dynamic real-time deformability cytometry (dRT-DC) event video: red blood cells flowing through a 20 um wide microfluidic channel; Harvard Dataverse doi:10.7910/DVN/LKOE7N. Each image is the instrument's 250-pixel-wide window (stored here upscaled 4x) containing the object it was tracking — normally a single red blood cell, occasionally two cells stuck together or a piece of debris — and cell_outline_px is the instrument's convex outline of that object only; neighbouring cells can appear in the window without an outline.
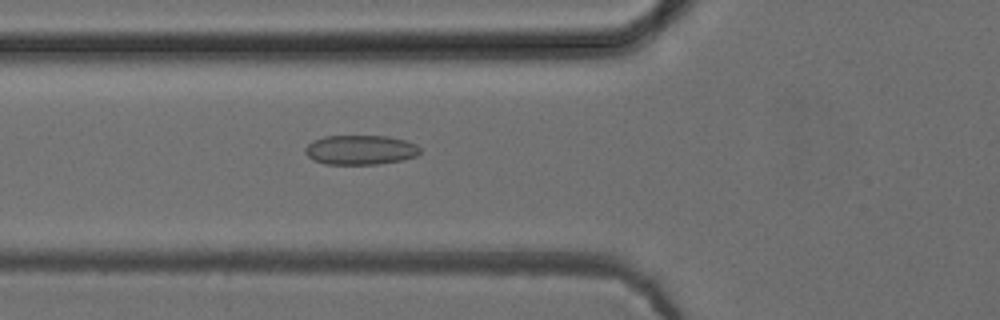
{"species": "common noctule bat (a hibernating species)", "species_latin": "Nyctalus noctula", "temperature_condition": "cold", "stored_images_in_passage": 42, "camera_frame_rate_fps": 3000, "um_per_image_px": 0.085, "animal": {"sex": "female", "body_mass_g": 24.6, "forearm_length_mm": 56.2}, "frame": {"image": 1, "passage_image": 13, "time_ms": 4.0, "image_size_px": [1000, 320], "cell_outline_px": [[420, 152], [416, 156], [404, 160], [376, 164], [324, 164], [312, 160], [304, 152], [304, 148], [312, 140], [324, 136], [388, 136], [404, 140], [416, 144], [420, 148]], "centroid_in_image_um": [30.61, 12.74], "position_along_channel_um": 95.2, "area_um2": 19.94}}
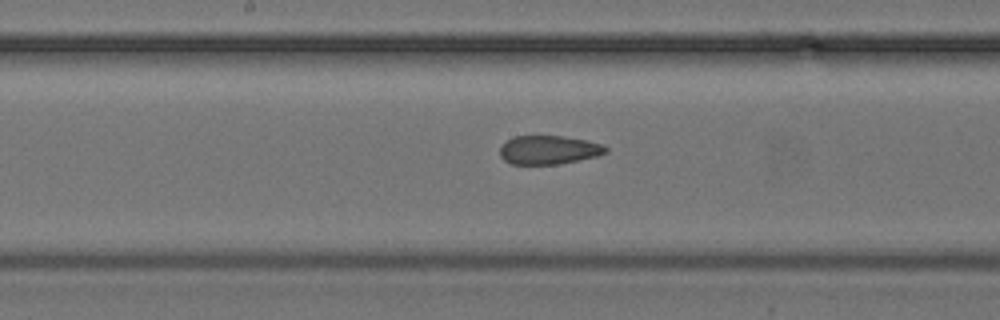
{"frame": {"image": 2, "passage_image": 21, "time_ms": 6.667, "image_size_px": [1000, 320], "cell_outline_px": [[608, 152], [596, 156], [560, 164], [512, 164], [504, 160], [500, 156], [500, 148], [508, 140], [516, 136], [564, 136], [588, 140], [604, 144], [608, 148]], "centroid_in_image_um": [46.69, 12.74], "position_along_channel_um": 201.5, "area_um2": 17.74}}
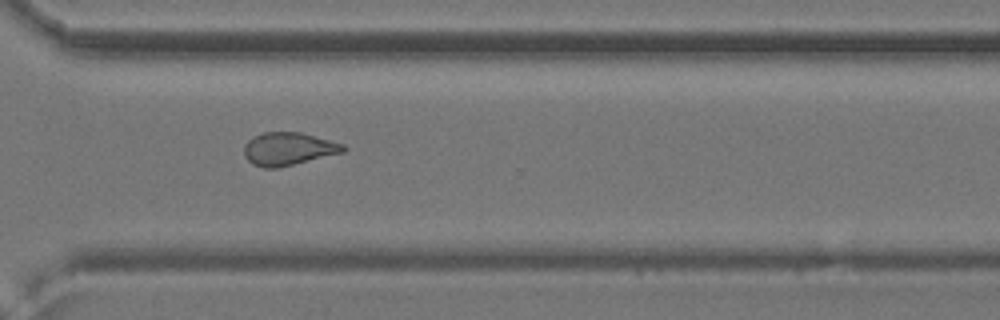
{"frame": {"image": 3, "passage_image": 32, "time_ms": 10.333, "image_size_px": [1000, 320], "cell_outline_px": [[348, 148], [344, 152], [280, 168], [264, 168], [252, 164], [244, 156], [244, 144], [252, 136], [264, 132], [300, 132], [344, 144]], "centroid_in_image_um": [24.5, 12.66], "position_along_channel_um": 346.1, "area_um2": 19.25}, "authors_computed_cell_mechanics": {"area_um2": 19.2474, "velocity_mm_per_s": 3.9546, "shape_relaxation_time_tau1_ms": null, "shape_relaxation_time_tau2_ms": 2.5149, "deformation_change_tau1": null, "deformation_change_tau2": 0.0976}}